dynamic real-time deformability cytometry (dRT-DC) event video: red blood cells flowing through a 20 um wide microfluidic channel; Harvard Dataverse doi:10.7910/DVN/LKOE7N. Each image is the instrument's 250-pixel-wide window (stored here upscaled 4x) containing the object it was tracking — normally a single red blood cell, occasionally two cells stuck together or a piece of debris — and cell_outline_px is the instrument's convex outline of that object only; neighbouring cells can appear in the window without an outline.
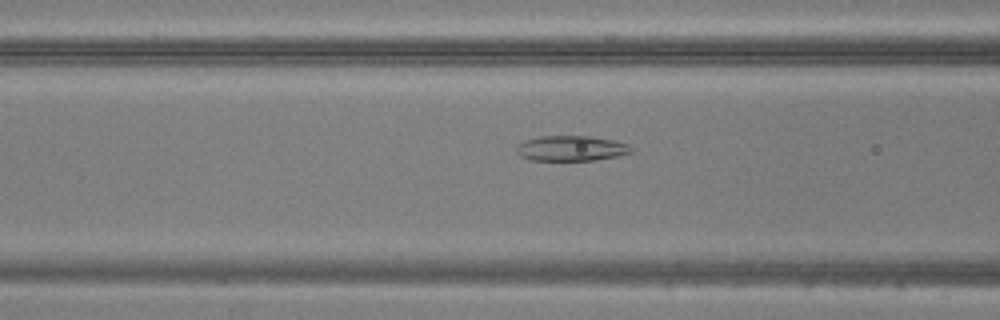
{"species": "common noctule bat (a hibernating species)", "species_latin": "Nyctalus noctula", "temperature_condition": "warm", "stored_images_in_passage": 35, "camera_frame_rate_fps": 3000, "um_per_image_px": 0.085, "animal": {"sex": "male", "body_mass_g": 20.5, "forearm_length_mm": 52.5}, "frame": {"image": 1, "passage_image": 5, "time_ms": 1.333, "image_size_px": [1000, 320], "cell_outline_px": [[632, 152], [616, 156], [596, 160], [532, 160], [520, 156], [516, 152], [516, 148], [524, 140], [540, 136], [588, 136], [612, 140], [628, 144], [632, 148]], "centroid_in_image_um": [48.53, 12.61], "position_along_channel_um": 118.1, "area_um2": 16.76}}
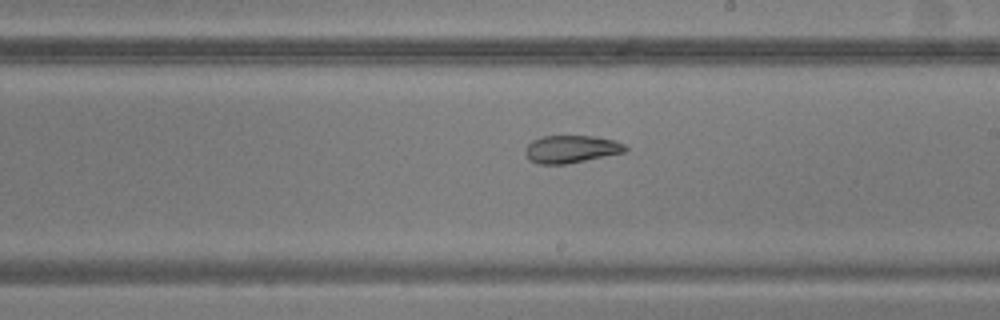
{"frame": {"image": 2, "passage_image": 14, "time_ms": 4.333, "image_size_px": [1000, 320], "cell_outline_px": [[628, 152], [564, 164], [540, 164], [532, 160], [524, 152], [528, 144], [532, 140], [544, 136], [592, 136], [616, 140], [624, 144], [628, 148]], "centroid_in_image_um": [48.61, 12.66], "position_along_channel_um": 240.4, "area_um2": 16.01}}
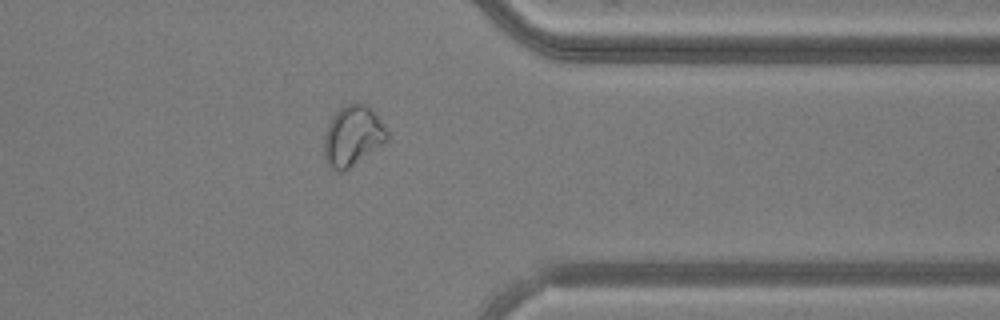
{"frame": {"image": 3, "passage_image": 25, "time_ms": 8.0, "image_size_px": [1000, 320], "cell_outline_px": [[388, 140], [344, 172], [340, 172], [332, 168], [324, 160], [324, 136], [328, 124], [332, 116], [340, 108], [348, 104], [364, 104], [376, 112], [388, 132]], "centroid_in_image_um": [29.97, 11.57], "position_along_channel_um": 381.4, "area_um2": 22.08}}